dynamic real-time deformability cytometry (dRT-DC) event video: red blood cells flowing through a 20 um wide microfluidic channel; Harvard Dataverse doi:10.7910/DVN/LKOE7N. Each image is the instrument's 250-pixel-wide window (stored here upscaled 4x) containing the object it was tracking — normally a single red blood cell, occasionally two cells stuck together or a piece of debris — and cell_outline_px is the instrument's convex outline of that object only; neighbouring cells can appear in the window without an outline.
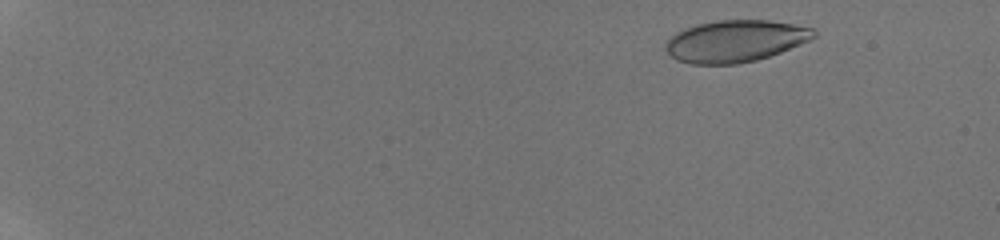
{"species": "human", "species_latin": "Homo sapiens", "temperature_condition": "room temperature", "stored_images_in_passage": 8, "camera_frame_rate_fps": 3000, "um_per_image_px": 0.085, "donor": {"sex": "male"}, "frame": {"image": 1, "passage_image": 2, "time_ms": 0.667, "image_size_px": [1000, 240], "cell_outline_px": [[816, 36], [800, 44], [780, 52], [756, 60], [736, 64], [692, 64], [676, 60], [664, 48], [664, 44], [676, 32], [684, 28], [696, 24], [716, 20], [768, 20], [816, 28]], "centroid_in_image_um": [62.48, 3.48], "position_along_channel_um": 22.5, "area_um2": 36.13}}
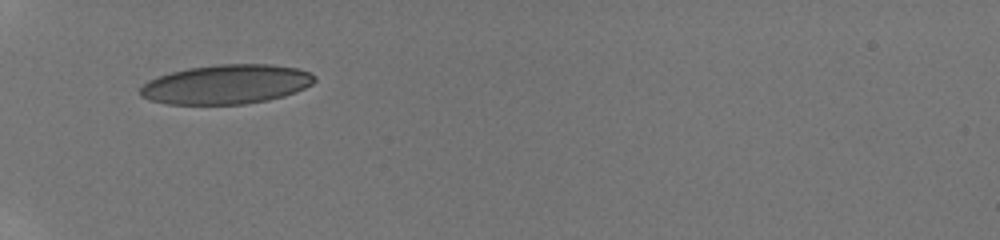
{"frame": {"image": 2, "passage_image": 7, "time_ms": 5.333, "image_size_px": [1000, 240], "cell_outline_px": [[316, 80], [312, 84], [296, 92], [284, 96], [268, 100], [244, 104], [168, 104], [148, 100], [140, 96], [140, 88], [148, 80], [172, 72], [188, 68], [216, 64], [272, 64], [300, 68], [312, 72], [316, 76]], "centroid_in_image_um": [19.28, 7.16], "position_along_channel_um": 65.7, "area_um2": 40.29}}